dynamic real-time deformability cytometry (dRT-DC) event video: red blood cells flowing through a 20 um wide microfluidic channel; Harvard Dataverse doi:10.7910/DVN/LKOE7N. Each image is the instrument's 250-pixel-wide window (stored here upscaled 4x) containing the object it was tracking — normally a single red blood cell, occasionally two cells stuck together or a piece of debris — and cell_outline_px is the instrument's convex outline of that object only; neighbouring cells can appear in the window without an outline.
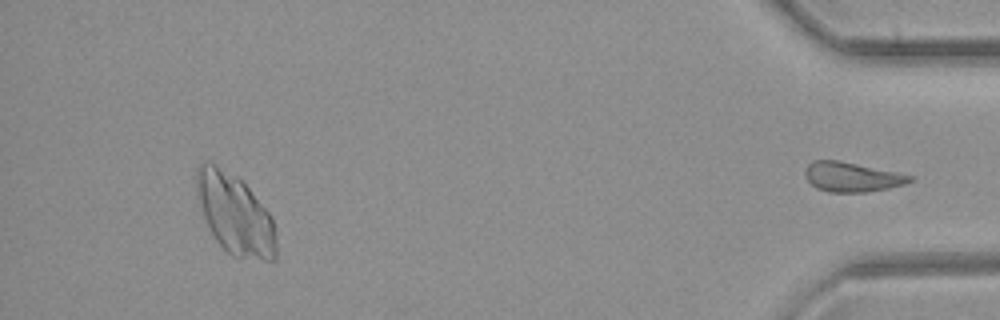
{"species": "common noctule bat (a hibernating species)", "species_latin": "Nyctalus noctula", "temperature_condition": "room temperature", "stored_images_in_passage": 40, "segment_of_instrument_passage": [2, 2], "camera_frame_rate_fps": 3000, "um_per_image_px": 0.085, "animal": {"sex": "female", "body_mass_g": 21.9}, "frame": {"image": 1, "passage_image": 40, "time_ms": 13.0, "image_size_px": [1000, 320], "cell_outline_px": [[916, 176], [912, 180], [904, 184], [888, 188], [864, 192], [828, 192], [816, 188], [808, 180], [804, 172], [808, 164], [812, 160], [840, 160]], "centroid_in_image_um": [72.41, 15.03], "position_along_channel_um": 362.8, "area_um2": 18.09}}